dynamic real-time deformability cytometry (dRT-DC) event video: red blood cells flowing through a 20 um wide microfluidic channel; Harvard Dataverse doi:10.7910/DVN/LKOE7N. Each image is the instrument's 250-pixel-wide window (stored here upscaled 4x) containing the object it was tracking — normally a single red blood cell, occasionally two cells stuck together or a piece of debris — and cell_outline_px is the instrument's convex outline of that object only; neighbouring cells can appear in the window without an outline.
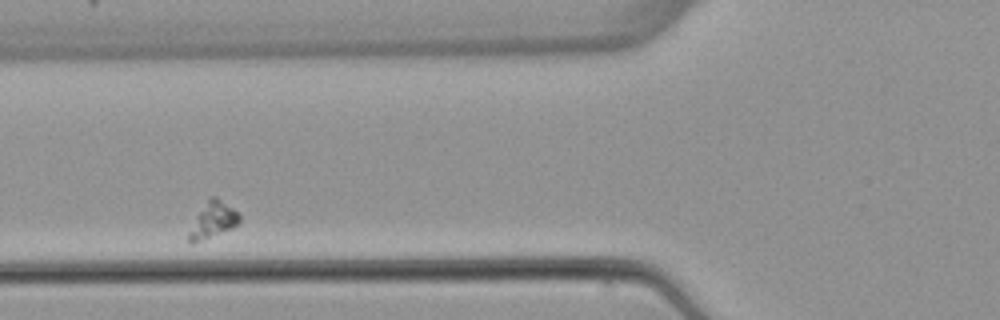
{"species": "common noctule bat (a hibernating species)", "species_latin": "Nyctalus noctula", "temperature_condition": "warm", "stored_images_in_passage": 8, "camera_frame_rate_fps": 3000, "um_per_image_px": 0.085, "animal": {"sex": "female", "body_mass_g": 22.7, "forearm_length_mm": 54.2}, "frame": {"image": 1, "passage_image": 2, "time_ms": 1.0, "image_size_px": [1000, 320], "cell_outline_px": [[240, 220], [232, 228], [192, 244], [188, 240], [188, 232], [196, 216], [208, 196], [216, 196], [232, 208], [240, 216]], "centroid_in_image_um": [18.06, 18.69], "position_along_channel_um": 107.7, "area_um2": 10.4}}